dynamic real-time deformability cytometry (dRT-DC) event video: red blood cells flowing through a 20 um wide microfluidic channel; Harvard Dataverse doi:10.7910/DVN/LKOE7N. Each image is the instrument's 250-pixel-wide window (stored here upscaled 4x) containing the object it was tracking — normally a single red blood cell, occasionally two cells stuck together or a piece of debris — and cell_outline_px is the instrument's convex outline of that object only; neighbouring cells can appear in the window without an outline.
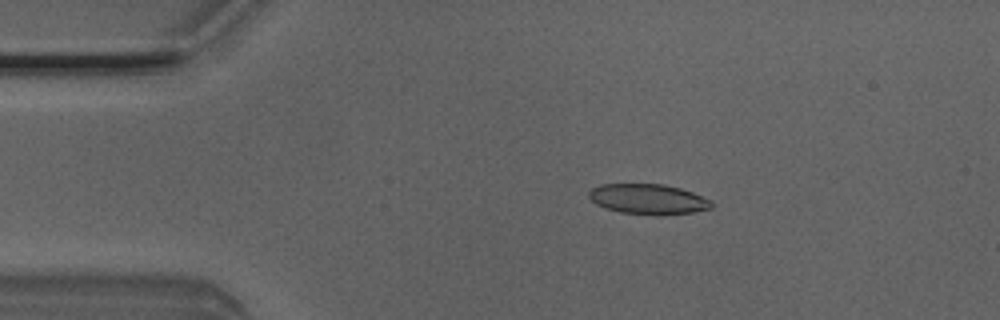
{"species": "Egyptian fruit bat (a non-hibernating species)", "species_latin": "Rousettus aegyptiacus", "temperature_condition": "room temperature", "stored_images_in_passage": 5, "camera_frame_rate_fps": 3000, "um_per_image_px": 0.085, "animal": {"sex": "male"}, "frame": {"image": 1, "passage_image": 3, "time_ms": 0.667, "image_size_px": [1000, 320], "cell_outline_px": [[712, 208], [692, 212], [656, 216], [620, 212], [604, 208], [596, 204], [588, 196], [588, 192], [592, 188], [600, 184], [664, 184], [680, 188], [692, 192], [712, 200]], "centroid_in_image_um": [55.08, 16.93], "position_along_channel_um": 29.9, "area_um2": 21.79}}